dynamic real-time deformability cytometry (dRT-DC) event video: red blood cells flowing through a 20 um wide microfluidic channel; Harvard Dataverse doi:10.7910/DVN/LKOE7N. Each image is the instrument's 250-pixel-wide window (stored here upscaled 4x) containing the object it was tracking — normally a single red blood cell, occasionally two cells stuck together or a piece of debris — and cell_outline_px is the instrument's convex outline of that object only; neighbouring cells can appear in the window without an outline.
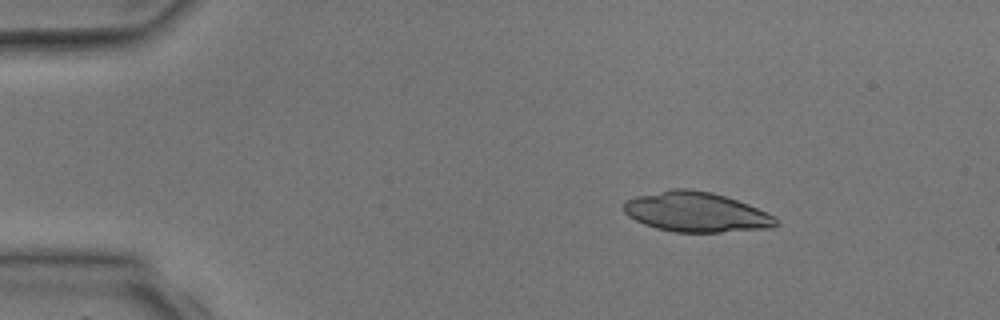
{"species": "common noctule bat (a hibernating species)", "species_latin": "Nyctalus noctula", "temperature_condition": "room temperature", "stored_images_in_passage": 2, "camera_frame_rate_fps": 3000, "um_per_image_px": 0.085, "animal": {"sex": "male", "body_mass_g": 17.9, "forearm_length_mm": 54.2}, "frame": {"image": 1, "passage_image": 1, "time_ms": 0.0, "image_size_px": [1000, 320], "cell_outline_px": [[780, 224], [772, 228], [720, 232], [676, 232], [656, 228], [644, 224], [628, 216], [624, 212], [624, 200], [636, 196], [672, 188], [688, 188], [712, 192], [748, 204], [776, 216]], "centroid_in_image_um": [59.19, 18.02], "position_along_channel_um": 25.8, "area_um2": 35.55}}